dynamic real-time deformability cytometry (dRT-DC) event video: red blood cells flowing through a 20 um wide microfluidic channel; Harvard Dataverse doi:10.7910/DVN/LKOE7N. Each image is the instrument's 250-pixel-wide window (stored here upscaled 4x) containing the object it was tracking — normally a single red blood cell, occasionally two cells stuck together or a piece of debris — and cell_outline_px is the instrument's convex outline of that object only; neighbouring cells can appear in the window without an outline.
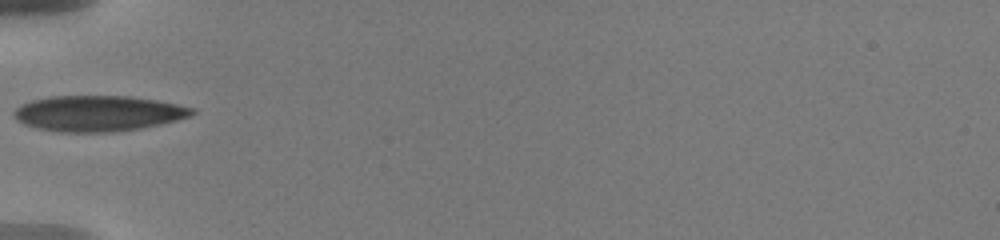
{"species": "human", "species_latin": "Homo sapiens", "temperature_condition": "warm", "stored_images_in_passage": 3, "camera_frame_rate_fps": 3000, "um_per_image_px": 0.085, "donor": {"sex": "male"}, "frame": {"image": 1, "passage_image": 1, "time_ms": 0.0, "image_size_px": [1000, 240], "cell_outline_px": [[196, 112], [192, 116], [160, 124], [140, 128], [112, 132], [56, 132], [24, 124], [16, 120], [12, 116], [12, 112], [20, 104], [32, 100], [48, 96], [128, 96], [156, 100], [196, 108]], "centroid_in_image_um": [8.32, 9.63], "position_along_channel_um": 76.7, "area_um2": 37.22}}
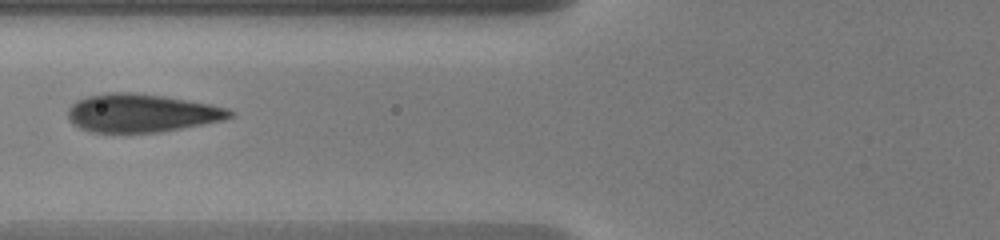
{"frame": {"image": 2, "passage_image": 2, "time_ms": 1.0, "image_size_px": [1000, 240], "cell_outline_px": [[236, 112], [232, 116], [224, 120], [160, 132], [92, 132], [80, 128], [68, 116], [68, 108], [76, 100], [88, 96], [108, 92], [132, 92], [164, 96], [208, 104], [228, 108]], "centroid_in_image_um": [12.04, 9.6], "position_along_channel_um": 113.8, "area_um2": 35.84}}